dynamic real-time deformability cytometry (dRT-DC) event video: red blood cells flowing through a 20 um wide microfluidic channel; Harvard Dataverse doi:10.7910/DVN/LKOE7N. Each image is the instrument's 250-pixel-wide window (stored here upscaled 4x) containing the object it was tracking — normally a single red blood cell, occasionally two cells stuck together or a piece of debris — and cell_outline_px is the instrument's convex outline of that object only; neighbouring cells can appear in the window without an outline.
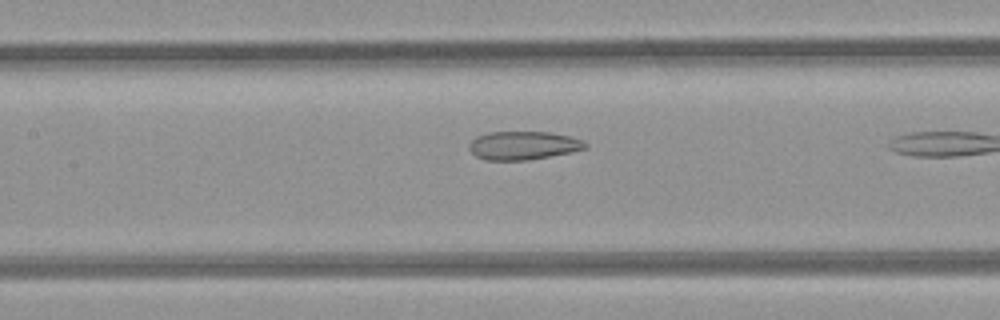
{"species": "common noctule bat (a hibernating species)", "species_latin": "Nyctalus noctula", "temperature_condition": "room temperature", "stored_images_in_passage": 8, "segment_of_instrument_passage": [2, 2], "camera_frame_rate_fps": 3000, "um_per_image_px": 0.085, "animal": {"sex": "female", "body_mass_g": 21.9}, "frame": {"image": 1, "passage_image": 8, "time_ms": 2.333, "image_size_px": [1000, 320], "cell_outline_px": [[588, 148], [528, 160], [484, 160], [476, 156], [468, 148], [468, 144], [476, 136], [488, 132], [552, 132], [584, 140], [588, 144]], "centroid_in_image_um": [44.45, 12.36], "position_along_channel_um": 162.9, "area_um2": 19.25}}